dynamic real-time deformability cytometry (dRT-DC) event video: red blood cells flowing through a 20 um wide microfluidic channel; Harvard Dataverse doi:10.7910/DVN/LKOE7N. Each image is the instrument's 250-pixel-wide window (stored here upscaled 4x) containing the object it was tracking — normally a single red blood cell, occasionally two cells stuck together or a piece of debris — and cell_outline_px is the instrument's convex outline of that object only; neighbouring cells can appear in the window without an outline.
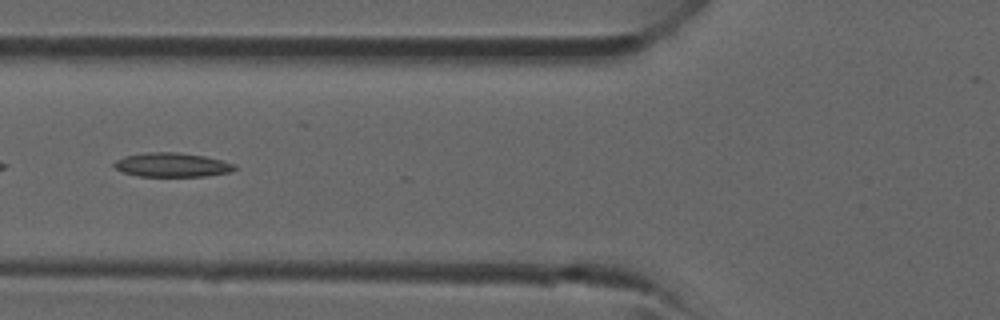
{"species": "common noctule bat (a hibernating species)", "species_latin": "Nyctalus noctula", "temperature_condition": "room temperature", "stored_images_in_passage": 12, "camera_frame_rate_fps": 3000, "um_per_image_px": 0.085, "animal": {"sex": "male", "forearm_length_mm": 52.5}, "frame": {"image": 1, "passage_image": 8, "time_ms": 2.333, "image_size_px": [1000, 320], "cell_outline_px": [[236, 168], [232, 172], [204, 176], [140, 176], [124, 172], [116, 168], [112, 164], [116, 160], [124, 156], [144, 152], [176, 152], [204, 156], [236, 164]], "centroid_in_image_um": [14.62, 14.01], "position_along_channel_um": 111.2, "area_um2": 16.88}}
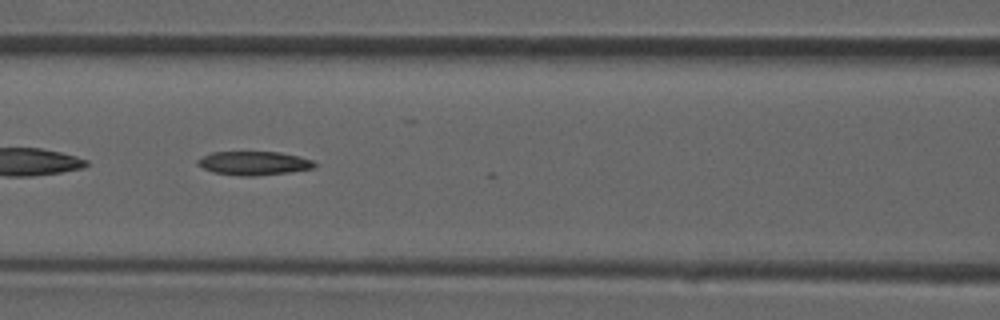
{"frame": {"image": 2, "passage_image": 10, "time_ms": 3.0, "image_size_px": [1000, 320], "cell_outline_px": [[316, 164], [312, 168], [288, 172], [252, 176], [240, 176], [212, 172], [196, 164], [196, 160], [212, 152], [280, 152], [300, 156], [312, 160]], "centroid_in_image_um": [21.55, 13.86], "position_along_channel_um": 145.0, "area_um2": 16.07}}